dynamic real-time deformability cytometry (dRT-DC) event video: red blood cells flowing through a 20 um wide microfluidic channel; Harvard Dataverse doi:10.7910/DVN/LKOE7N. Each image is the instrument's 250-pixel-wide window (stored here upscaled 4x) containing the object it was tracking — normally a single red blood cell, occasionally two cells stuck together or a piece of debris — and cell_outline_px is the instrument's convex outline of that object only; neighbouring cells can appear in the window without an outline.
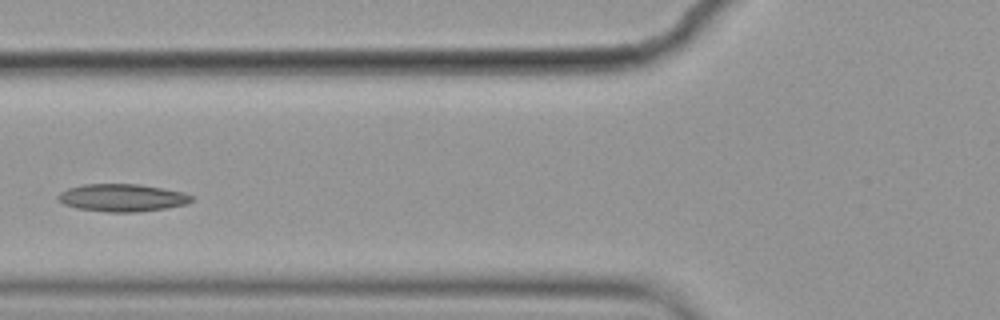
{"species": "common noctule bat (a hibernating species)", "species_latin": "Nyctalus noctula", "temperature_condition": "cold", "stored_images_in_passage": 8, "camera_frame_rate_fps": 3000, "um_per_image_px": 0.085, "animal": {"sex": "female", "body_mass_g": 19.9}, "frame": {"image": 1, "passage_image": 5, "time_ms": 1.333, "image_size_px": [1000, 320], "cell_outline_px": [[196, 196], [188, 204], [164, 208], [136, 212], [108, 212], [76, 208], [64, 204], [56, 200], [56, 196], [60, 192], [68, 188], [84, 184], [140, 184], [164, 188], [184, 192]], "centroid_in_image_um": [10.39, 16.8], "position_along_channel_um": 115.4, "area_um2": 21.68}}
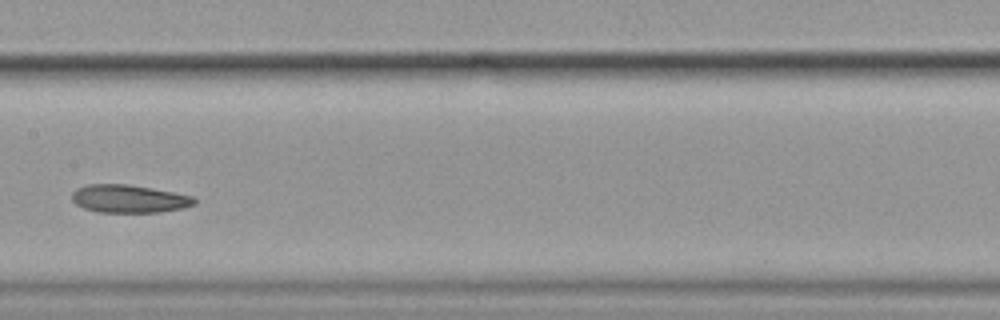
{"frame": {"image": 2, "passage_image": 7, "time_ms": 2.0, "image_size_px": [1000, 320], "cell_outline_px": [[196, 204], [184, 208], [160, 212], [100, 212], [84, 208], [76, 204], [72, 200], [72, 192], [76, 188], [88, 184], [128, 184], [152, 188], [196, 196]], "centroid_in_image_um": [11.0, 16.89], "position_along_channel_um": 196.4, "area_um2": 20.11}}
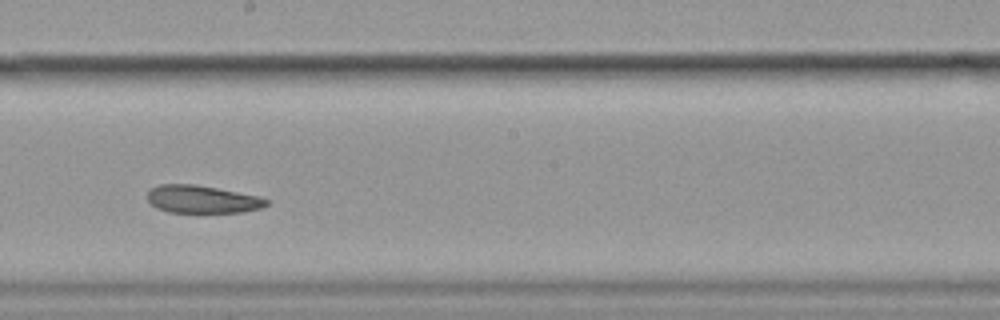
{"frame": {"image": 3, "passage_image": 8, "time_ms": 2.333, "image_size_px": [1000, 320], "cell_outline_px": [[268, 204], [260, 208], [244, 212], [196, 216], [168, 212], [156, 208], [148, 200], [148, 192], [152, 188], [160, 184], [196, 184], [260, 196], [268, 200]], "centroid_in_image_um": [17.19, 17.0], "position_along_channel_um": 231.0, "area_um2": 20.29}}